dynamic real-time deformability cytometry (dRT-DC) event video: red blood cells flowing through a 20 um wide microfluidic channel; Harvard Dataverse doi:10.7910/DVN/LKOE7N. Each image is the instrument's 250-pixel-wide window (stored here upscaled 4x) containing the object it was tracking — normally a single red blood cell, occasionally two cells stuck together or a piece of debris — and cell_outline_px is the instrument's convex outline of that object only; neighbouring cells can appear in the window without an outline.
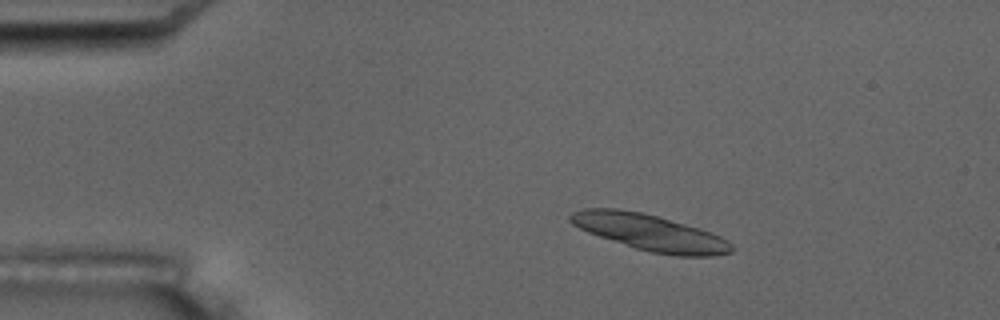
{"species": "common noctule bat (a hibernating species)", "species_latin": "Nyctalus noctula", "temperature_condition": "room temperature", "stored_images_in_passage": 5, "camera_frame_rate_fps": 3000, "um_per_image_px": 0.085, "animal": {"sex": "male", "body_mass_g": 17.5, "forearm_length_mm": 52.3}, "frame": {"image": 1, "passage_image": 3, "time_ms": 2.333, "image_size_px": [1000, 320], "cell_outline_px": [[736, 248], [732, 252], [712, 256], [676, 256], [652, 252], [636, 248], [588, 232], [572, 224], [568, 220], [568, 216], [572, 212], [584, 208], [616, 208], [640, 212], [656, 216], [700, 228], [720, 236], [728, 240]], "centroid_in_image_um": [55.27, 19.76], "position_along_channel_um": 29.7, "area_um2": 33.87}}